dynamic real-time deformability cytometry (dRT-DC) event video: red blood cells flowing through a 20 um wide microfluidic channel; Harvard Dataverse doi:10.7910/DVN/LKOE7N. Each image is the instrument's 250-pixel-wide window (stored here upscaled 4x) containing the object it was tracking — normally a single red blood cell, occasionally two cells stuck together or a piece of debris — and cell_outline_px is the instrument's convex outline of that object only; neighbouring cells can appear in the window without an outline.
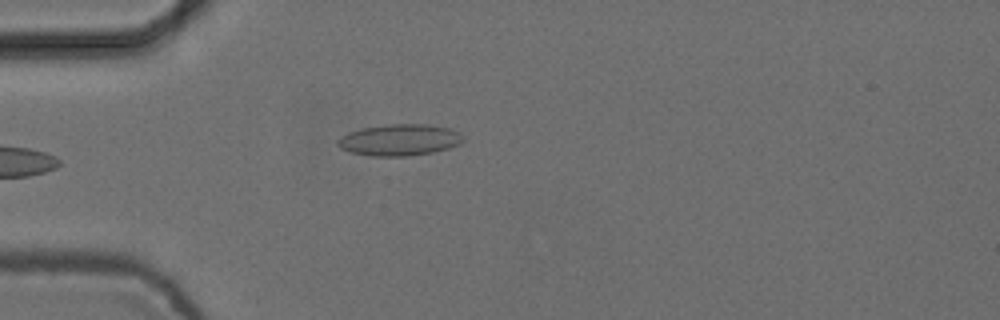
{"species": "common noctule bat (a hibernating species)", "species_latin": "Nyctalus noctula", "temperature_condition": "cold", "stored_images_in_passage": 6, "camera_frame_rate_fps": 3000, "um_per_image_px": 0.085, "animal": {"sex": "female", "body_mass_g": 24.6, "forearm_length_mm": 56.2}, "frame": {"image": 1, "passage_image": 5, "time_ms": 1.333, "image_size_px": [1000, 320], "cell_outline_px": [[464, 140], [460, 144], [448, 148], [432, 152], [408, 156], [372, 156], [352, 152], [340, 148], [336, 144], [336, 140], [340, 136], [348, 132], [364, 128], [384, 124], [428, 124], [448, 128], [460, 132], [464, 136]], "centroid_in_image_um": [33.96, 11.89], "position_along_channel_um": 51.0, "area_um2": 23.12}}